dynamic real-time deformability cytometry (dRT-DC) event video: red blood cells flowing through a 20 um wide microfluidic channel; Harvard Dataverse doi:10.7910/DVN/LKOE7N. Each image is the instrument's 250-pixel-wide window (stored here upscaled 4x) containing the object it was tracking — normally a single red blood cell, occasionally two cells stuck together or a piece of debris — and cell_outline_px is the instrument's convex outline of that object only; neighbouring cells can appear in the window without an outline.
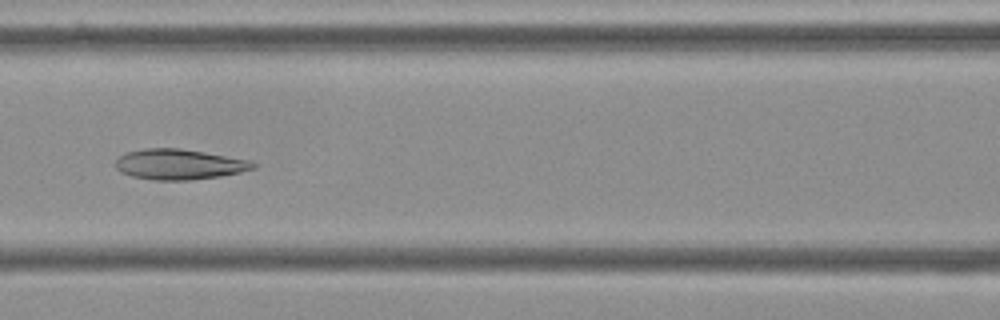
{"species": "Egyptian fruit bat (a non-hibernating species)", "species_latin": "Rousettus aegyptiacus", "temperature_condition": "cold", "stored_images_in_passage": 54, "camera_frame_rate_fps": 3000, "um_per_image_px": 0.085, "frame": {"image": 1, "passage_image": 23, "time_ms": 7.333, "image_size_px": [1000, 320], "cell_outline_px": [[256, 168], [240, 172], [220, 176], [192, 180], [152, 180], [132, 176], [120, 172], [116, 168], [116, 160], [120, 156], [128, 152], [144, 148], [180, 148], [252, 160], [256, 164]], "centroid_in_image_um": [15.25, 13.97], "position_along_channel_um": 151.4, "area_um2": 24.45}}
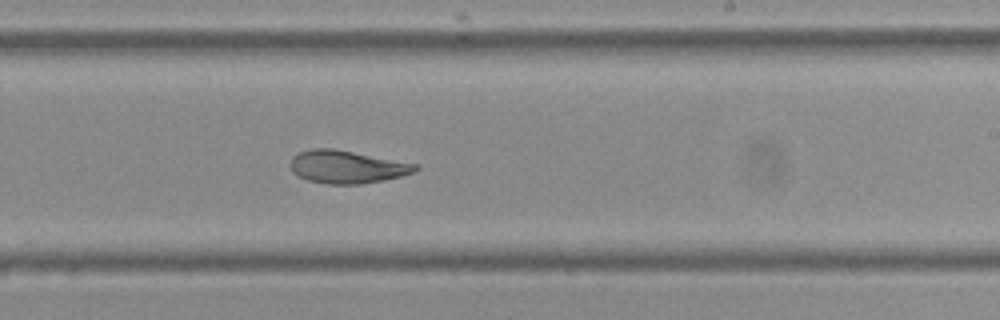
{"frame": {"image": 2, "passage_image": 32, "time_ms": 10.333, "image_size_px": [1000, 320], "cell_outline_px": [[420, 168], [412, 172], [400, 176], [384, 180], [360, 184], [328, 184], [308, 180], [292, 172], [292, 156], [300, 152], [312, 148], [332, 148], [420, 164]], "centroid_in_image_um": [29.52, 14.18], "position_along_channel_um": 259.5, "area_um2": 23.76}}
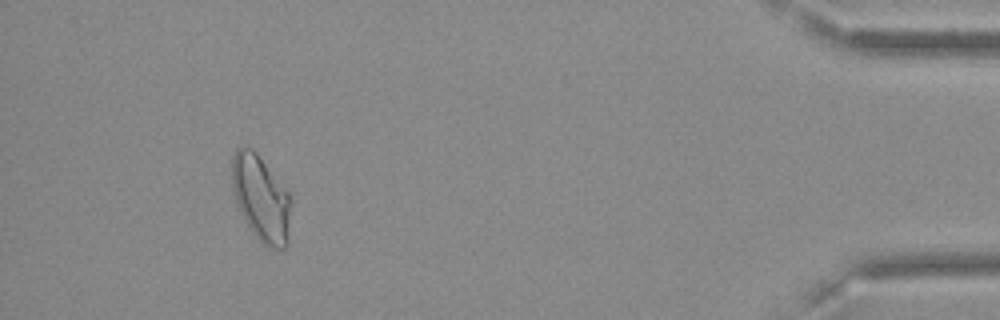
{"frame": {"image": 3, "passage_image": 50, "time_ms": 16.333, "image_size_px": [1000, 320], "cell_outline_px": [[292, 200], [288, 244], [284, 248], [272, 248], [264, 244], [248, 228], [236, 200], [232, 188], [232, 156], [236, 148], [244, 144], [252, 148], [256, 152], [288, 192]], "centroid_in_image_um": [22.19, 16.84], "position_along_channel_um": 413.0, "area_um2": 29.65}, "authors_computed_cell_mechanics": {"area_um2": 26.9059, "velocity_mm_per_s": 3.6136, "shape_relaxation_time_tau1_ms": null, "shape_relaxation_time_tau2_ms": 2.8056, "deformation_change_tau1": null, "deformation_change_tau2": 0.0659}}